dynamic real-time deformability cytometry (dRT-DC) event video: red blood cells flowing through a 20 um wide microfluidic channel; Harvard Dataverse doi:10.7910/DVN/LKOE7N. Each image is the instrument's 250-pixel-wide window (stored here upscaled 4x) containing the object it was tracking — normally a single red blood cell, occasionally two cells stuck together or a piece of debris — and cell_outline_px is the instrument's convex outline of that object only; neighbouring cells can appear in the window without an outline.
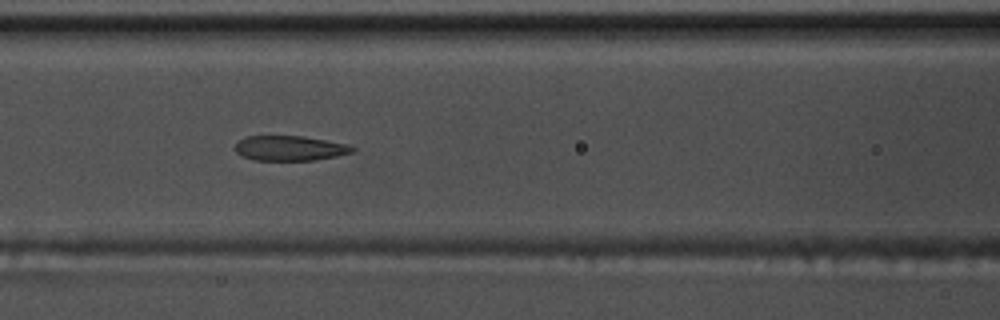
{"species": "common noctule bat (a hibernating species)", "species_latin": "Nyctalus noctula", "temperature_condition": "warm", "stored_images_in_passage": 37, "camera_frame_rate_fps": 3000, "um_per_image_px": 0.085, "animal": {"sex": "male", "body_mass_g": 17.5, "forearm_length_mm": 52.3}, "frame": {"image": 1, "passage_image": 7, "time_ms": 2.0, "image_size_px": [1000, 320], "cell_outline_px": [[356, 152], [316, 160], [256, 160], [244, 156], [236, 152], [236, 144], [244, 136], [304, 136], [348, 144], [356, 148]], "centroid_in_image_um": [24.7, 12.59], "position_along_channel_um": 141.9, "area_um2": 17.05}}
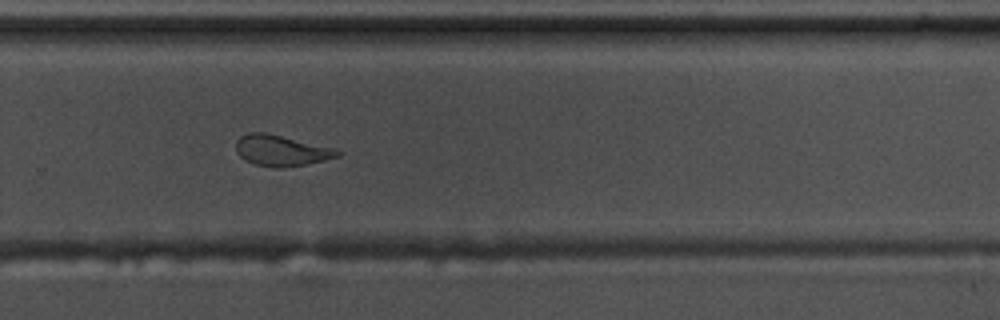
{"frame": {"image": 2, "passage_image": 20, "time_ms": 6.333, "image_size_px": [1000, 320], "cell_outline_px": [[340, 156], [324, 160], [304, 164], [280, 168], [276, 168], [256, 164], [244, 160], [236, 152], [236, 140], [240, 136], [248, 132], [264, 132], [332, 148], [340, 152]], "centroid_in_image_um": [23.83, 12.79], "position_along_channel_um": 306.0, "area_um2": 17.92}}
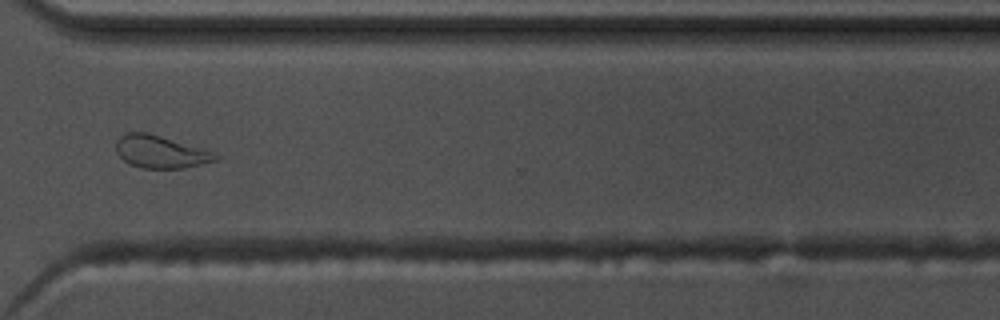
{"frame": {"image": 3, "passage_image": 24, "time_ms": 7.667, "image_size_px": [1000, 320], "cell_outline_px": [[220, 156], [216, 160], [184, 168], [140, 168], [128, 164], [116, 152], [116, 140], [120, 136], [128, 132], [148, 132], [204, 148]], "centroid_in_image_um": [13.62, 12.89], "position_along_channel_um": 357.0, "area_um2": 18.96}, "authors_computed_cell_mechanics": {"area_um2": 18.2648, "velocity_mm_per_s": 3.796, "shape_relaxation_time_tau1_ms": 9.162, "shape_relaxation_time_tau2_ms": 2.0187, "deformation_change_tau1": 0.2449, "deformation_change_tau2": 0.0932}}